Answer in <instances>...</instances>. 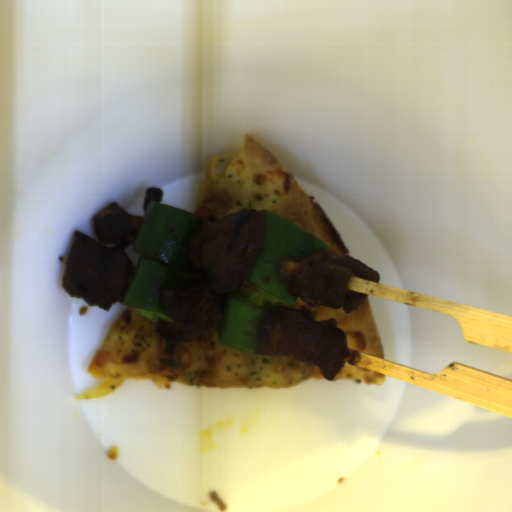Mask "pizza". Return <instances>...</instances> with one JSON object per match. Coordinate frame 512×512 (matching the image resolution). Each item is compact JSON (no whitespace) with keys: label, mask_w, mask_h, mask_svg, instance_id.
I'll list each match as a JSON object with an SVG mask.
<instances>
[{"label":"pizza","mask_w":512,"mask_h":512,"mask_svg":"<svg viewBox=\"0 0 512 512\" xmlns=\"http://www.w3.org/2000/svg\"><path fill=\"white\" fill-rule=\"evenodd\" d=\"M333 380L356 381L359 383L381 386L386 383L387 378L384 373L346 361L345 365Z\"/></svg>","instance_id":"a6f56289"},{"label":"pizza","mask_w":512,"mask_h":512,"mask_svg":"<svg viewBox=\"0 0 512 512\" xmlns=\"http://www.w3.org/2000/svg\"><path fill=\"white\" fill-rule=\"evenodd\" d=\"M174 322H152L124 306L94 355L88 372L97 387L76 395L88 399L113 392L128 379L150 380L159 389L191 387L288 388L308 379L326 380L317 365L231 349L220 336L182 343Z\"/></svg>","instance_id":"dd6c1bee"},{"label":"pizza","mask_w":512,"mask_h":512,"mask_svg":"<svg viewBox=\"0 0 512 512\" xmlns=\"http://www.w3.org/2000/svg\"><path fill=\"white\" fill-rule=\"evenodd\" d=\"M275 306H284L294 310H305L317 321L337 320V328L346 334L348 349L384 359L383 343L373 314L372 307L365 297L364 302L350 313L343 308H312L299 298L293 305L276 302Z\"/></svg>","instance_id":"a15fb73a"},{"label":"pizza","mask_w":512,"mask_h":512,"mask_svg":"<svg viewBox=\"0 0 512 512\" xmlns=\"http://www.w3.org/2000/svg\"><path fill=\"white\" fill-rule=\"evenodd\" d=\"M264 209L321 240L336 254L352 257L319 202L268 148L247 135L236 153L211 160L192 215L220 223L229 214Z\"/></svg>","instance_id":"d2c48207"},{"label":"pizza","mask_w":512,"mask_h":512,"mask_svg":"<svg viewBox=\"0 0 512 512\" xmlns=\"http://www.w3.org/2000/svg\"><path fill=\"white\" fill-rule=\"evenodd\" d=\"M170 268L176 275L188 279L191 282V284L193 285V287L200 285L201 282L203 281L204 274H203L202 269L198 272H189V271L180 270V269H176V268H172V267H170Z\"/></svg>","instance_id":"a430de27"}]
</instances>
